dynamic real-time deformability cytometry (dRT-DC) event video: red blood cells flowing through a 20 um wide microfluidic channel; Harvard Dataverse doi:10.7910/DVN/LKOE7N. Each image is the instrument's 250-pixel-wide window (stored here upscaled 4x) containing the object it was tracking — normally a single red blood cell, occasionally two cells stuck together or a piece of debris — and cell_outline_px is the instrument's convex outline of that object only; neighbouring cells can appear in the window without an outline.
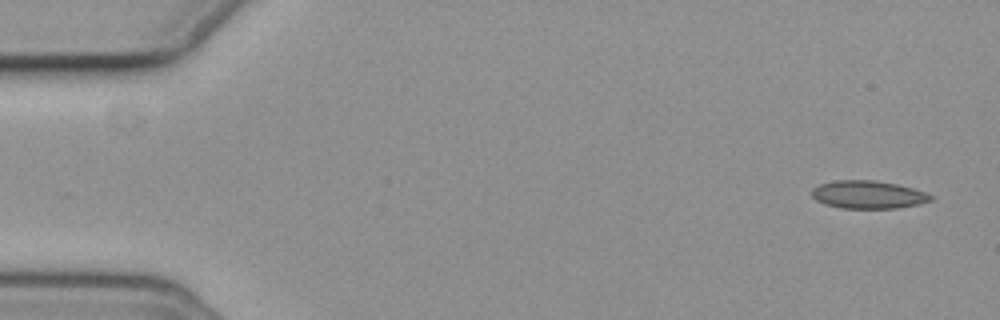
{"species": "common noctule bat (a hibernating species)", "species_latin": "Nyctalus noctula", "temperature_condition": "cold", "stored_images_in_passage": 55, "camera_frame_rate_fps": 3000, "um_per_image_px": 0.085, "animal": {"sex": "female", "body_mass_g": 19.3, "forearm_length_mm": 54.1}, "frame": {"image": 1, "passage_image": 1, "time_ms": 0.0, "image_size_px": [1000, 320], "cell_outline_px": [[936, 196], [932, 200], [920, 204], [896, 208], [840, 208], [824, 204], [816, 200], [812, 196], [812, 188], [820, 184], [836, 180], [876, 180], [896, 184], [912, 188]], "centroid_in_image_um": [73.8, 16.54], "position_along_channel_um": 11.2, "area_um2": 19.42}}
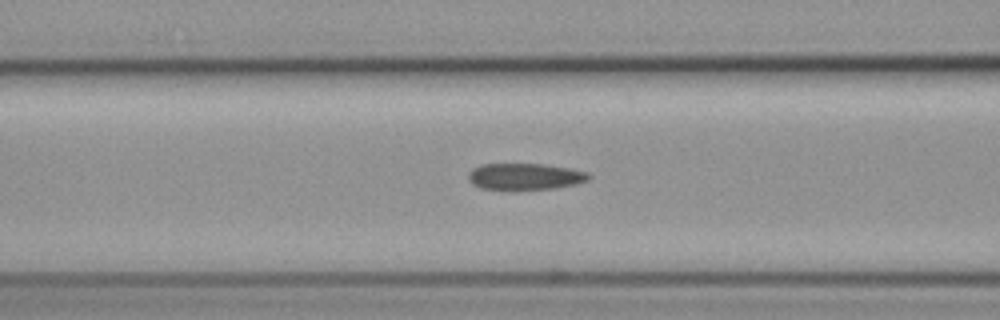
{"frame": {"image": 2, "passage_image": 21, "time_ms": 6.667, "image_size_px": [1000, 320], "cell_outline_px": [[592, 176], [588, 180], [576, 184], [552, 188], [480, 188], [472, 184], [468, 180], [468, 172], [472, 168], [480, 164], [544, 164], [568, 168], [588, 172]], "centroid_in_image_um": [44.61, 14.97], "position_along_channel_um": 122.0, "area_um2": 18.26}}
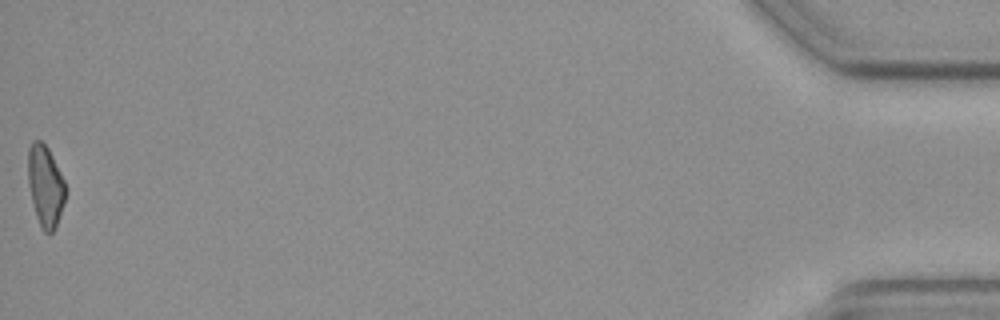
{"frame": {"image": 3, "passage_image": 55, "time_ms": 18.0, "image_size_px": [1000, 320], "cell_outline_px": [[68, 188], [56, 224], [52, 232], [44, 232], [40, 228], [36, 216], [28, 184], [28, 148], [32, 140], [40, 140], [48, 148]], "centroid_in_image_um": [3.85, 15.78], "position_along_channel_um": 431.4, "area_um2": 17.63}, "authors_computed_cell_mechanics": {"area_um2": 19.1896, "velocity_mm_per_s": 3.6662, "shape_relaxation_time_tau1_ms": 7.1313, "shape_relaxation_time_tau2_ms": 4.259, "deformation_change_tau1": 0.1569, "deformation_change_tau2": 0.1413}}